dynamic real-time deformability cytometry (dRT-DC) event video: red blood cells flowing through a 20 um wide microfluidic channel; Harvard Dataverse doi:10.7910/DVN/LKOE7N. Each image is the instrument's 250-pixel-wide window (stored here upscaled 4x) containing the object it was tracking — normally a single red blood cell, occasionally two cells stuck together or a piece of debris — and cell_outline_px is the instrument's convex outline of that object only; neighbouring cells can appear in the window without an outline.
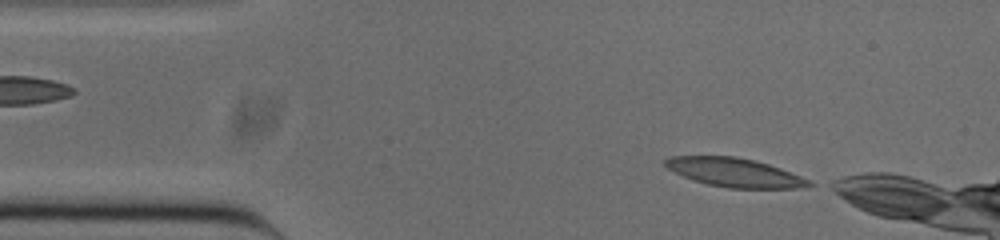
{"species": "common noctule bat (a hibernating species)", "species_latin": "Nyctalus noctula", "temperature_condition": "cold", "stored_images_in_passage": 36, "camera_frame_rate_fps": 3000, "um_per_image_px": 0.085, "animal": {"sex": "male", "body_mass_g": 20.0, "forearm_length_mm": 53.3}, "frame": {"image": 1, "passage_image": 1, "time_ms": 0.0, "image_size_px": [1000, 240], "cell_outline_px": [[816, 184], [796, 188], [728, 188], [708, 184], [692, 180], [668, 168], [664, 164], [664, 160], [668, 156], [736, 156], [768, 164], [780, 168], [800, 176]], "centroid_in_image_um": [62.41, 14.66], "position_along_channel_um": 22.6, "area_um2": 23.87}}
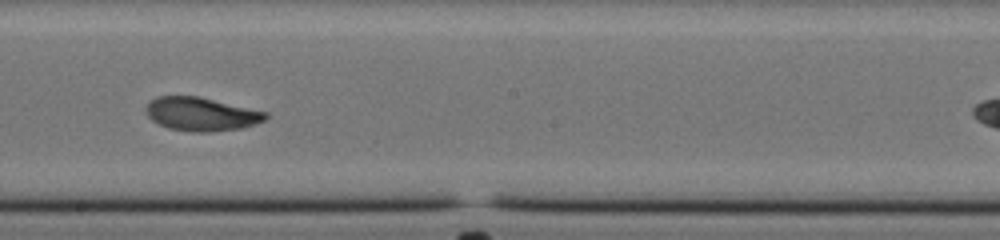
{"frame": {"image": 2, "passage_image": 22, "time_ms": 7.0, "image_size_px": [1000, 240], "cell_outline_px": [[268, 116], [264, 120], [244, 128], [208, 132], [196, 132], [168, 128], [152, 120], [148, 116], [144, 108], [156, 96], [196, 96], [268, 112]], "centroid_in_image_um": [17.11, 9.7], "position_along_channel_um": 231.1, "area_um2": 23.18}}
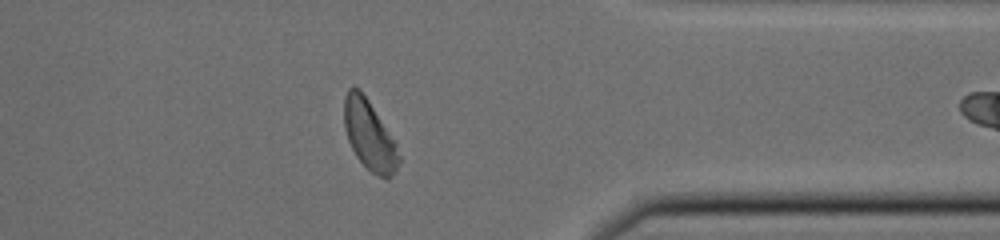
{"frame": {"image": 3, "passage_image": 35, "time_ms": 11.333, "image_size_px": [1000, 240], "cell_outline_px": [[400, 160], [396, 172], [388, 180], [384, 180], [372, 172], [356, 156], [348, 140], [344, 128], [344, 96], [348, 88], [360, 88], [368, 100], [396, 144], [400, 156]], "centroid_in_image_um": [31.4, 11.52], "position_along_channel_um": 380.0, "area_um2": 22.08}}